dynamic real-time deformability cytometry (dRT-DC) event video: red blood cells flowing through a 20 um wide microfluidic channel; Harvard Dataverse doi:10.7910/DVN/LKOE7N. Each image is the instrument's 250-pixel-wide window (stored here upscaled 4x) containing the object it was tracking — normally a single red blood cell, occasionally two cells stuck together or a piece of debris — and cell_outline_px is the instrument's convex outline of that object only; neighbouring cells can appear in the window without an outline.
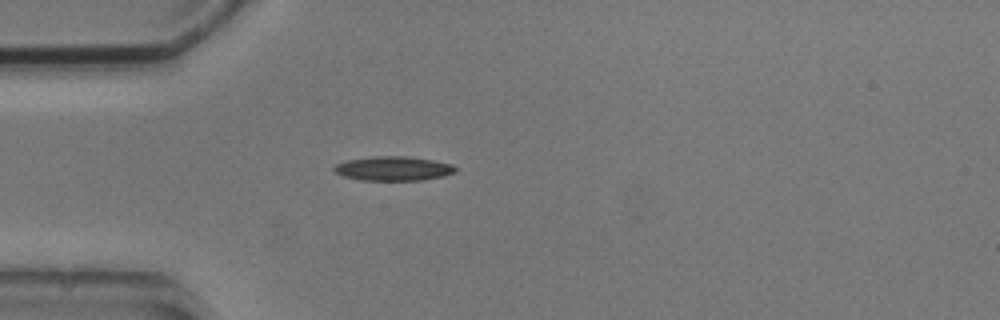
{"species": "common noctule bat (a hibernating species)", "species_latin": "Nyctalus noctula", "temperature_condition": "cold", "stored_images_in_passage": 2, "camera_frame_rate_fps": 3000, "um_per_image_px": 0.085, "animal": {"sex": "male", "body_mass_g": 20.5, "forearm_length_mm": 52.5}, "frame": {"image": 1, "passage_image": 2, "time_ms": 1.333, "image_size_px": [1000, 320], "cell_outline_px": [[456, 172], [444, 176], [420, 180], [360, 180], [344, 176], [336, 172], [332, 168], [336, 164], [348, 160], [376, 156], [404, 156], [432, 160], [452, 164], [456, 168]], "centroid_in_image_um": [33.44, 14.33], "position_along_channel_um": 51.6, "area_um2": 16.99}}